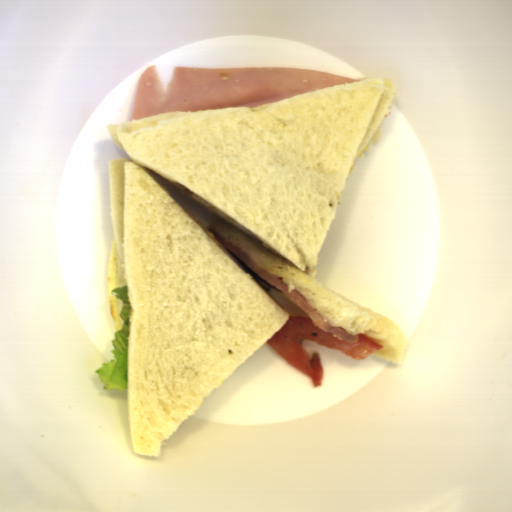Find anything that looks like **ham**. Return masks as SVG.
<instances>
[{"label": "ham", "mask_w": 512, "mask_h": 512, "mask_svg": "<svg viewBox=\"0 0 512 512\" xmlns=\"http://www.w3.org/2000/svg\"><path fill=\"white\" fill-rule=\"evenodd\" d=\"M355 81L359 80L295 68L174 67L163 88L155 65L139 76L129 121L170 112L253 108Z\"/></svg>", "instance_id": "1"}, {"label": "ham", "mask_w": 512, "mask_h": 512, "mask_svg": "<svg viewBox=\"0 0 512 512\" xmlns=\"http://www.w3.org/2000/svg\"><path fill=\"white\" fill-rule=\"evenodd\" d=\"M210 232H213L215 239L223 244L231 253L236 255L245 265H247L252 271H254L259 277H261L267 283L276 287L285 296L291 299L296 305H298L304 312H306L311 320L314 327L322 332H326L340 340L347 345H357L358 338L352 334L346 332L344 327L333 326L327 319H325L320 312L308 305L304 295H302L297 289H292L289 293L288 284L283 280L271 275L267 271H264L261 267L255 264L247 255L246 252L238 249L232 243H226L224 237L216 231L209 228Z\"/></svg>", "instance_id": "2"}]
</instances>
